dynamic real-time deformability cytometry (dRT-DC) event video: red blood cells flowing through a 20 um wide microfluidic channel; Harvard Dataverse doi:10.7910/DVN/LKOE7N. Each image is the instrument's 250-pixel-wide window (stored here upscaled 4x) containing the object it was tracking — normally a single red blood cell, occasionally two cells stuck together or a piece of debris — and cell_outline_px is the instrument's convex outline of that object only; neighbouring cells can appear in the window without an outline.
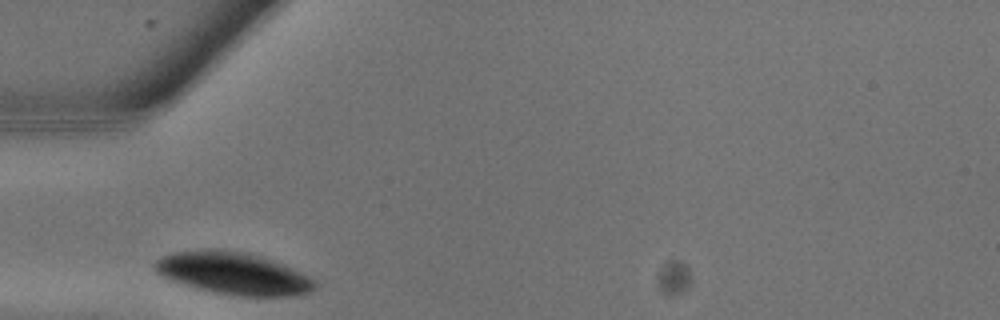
{"species": "common noctule bat (a hibernating species)", "species_latin": "Nyctalus noctula", "temperature_condition": "warm", "stored_images_in_passage": 4, "camera_frame_rate_fps": 3000, "um_per_image_px": 0.085, "animal": {"sex": "male", "body_mass_g": 13.3}, "frame": {"image": 1, "passage_image": 1, "time_ms": 0.0, "image_size_px": [1000, 320], "cell_outline_px": [[316, 288], [308, 292], [292, 296], [240, 296], [212, 292], [184, 284], [172, 280], [156, 272], [152, 268], [152, 264], [156, 260], [164, 256], [176, 252], [204, 248], [208, 248], [248, 252], [272, 260], [300, 272], [316, 280]], "centroid_in_image_um": [19.82, 23.23], "position_along_channel_um": 65.2, "area_um2": 39.25}}
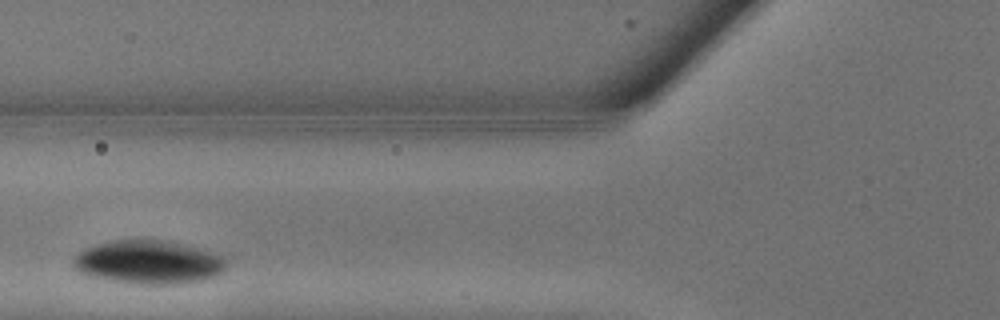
{"frame": {"image": 2, "passage_image": 3, "time_ms": 0.667, "image_size_px": [1000, 320], "cell_outline_px": [[228, 264], [216, 276], [204, 280], [180, 284], [140, 284], [108, 280], [88, 276], [80, 272], [72, 264], [72, 260], [84, 248], [96, 244], [112, 240], [172, 240], [220, 256], [228, 260]], "centroid_in_image_um": [12.61, 22.29], "position_along_channel_um": 113.2, "area_um2": 38.9}}